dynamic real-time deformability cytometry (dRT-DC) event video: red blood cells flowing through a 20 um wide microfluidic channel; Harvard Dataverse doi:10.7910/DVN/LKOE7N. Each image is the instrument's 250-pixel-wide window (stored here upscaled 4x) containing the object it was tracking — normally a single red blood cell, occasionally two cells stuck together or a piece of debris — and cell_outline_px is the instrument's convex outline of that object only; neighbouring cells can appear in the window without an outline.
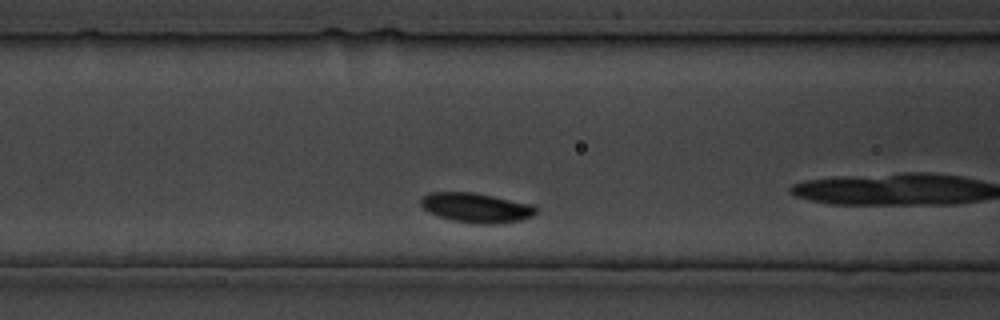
{"species": "common noctule bat (a hibernating species)", "species_latin": "Nyctalus noctula", "temperature_condition": "cold", "stored_images_in_passage": 11, "camera_frame_rate_fps": 3000, "um_per_image_px": 0.085, "animal": {"sex": "male", "body_mass_g": 19.5, "forearm_length_mm": 54.6}, "frame": {"image": 1, "passage_image": 5, "time_ms": 5.333, "image_size_px": [1000, 320], "cell_outline_px": [[536, 212], [532, 216], [520, 220], [496, 224], [472, 224], [452, 220], [428, 212], [420, 204], [420, 200], [428, 192], [472, 192], [536, 204]], "centroid_in_image_um": [40.5, 17.65], "position_along_channel_um": 126.1, "area_um2": 20.06}}